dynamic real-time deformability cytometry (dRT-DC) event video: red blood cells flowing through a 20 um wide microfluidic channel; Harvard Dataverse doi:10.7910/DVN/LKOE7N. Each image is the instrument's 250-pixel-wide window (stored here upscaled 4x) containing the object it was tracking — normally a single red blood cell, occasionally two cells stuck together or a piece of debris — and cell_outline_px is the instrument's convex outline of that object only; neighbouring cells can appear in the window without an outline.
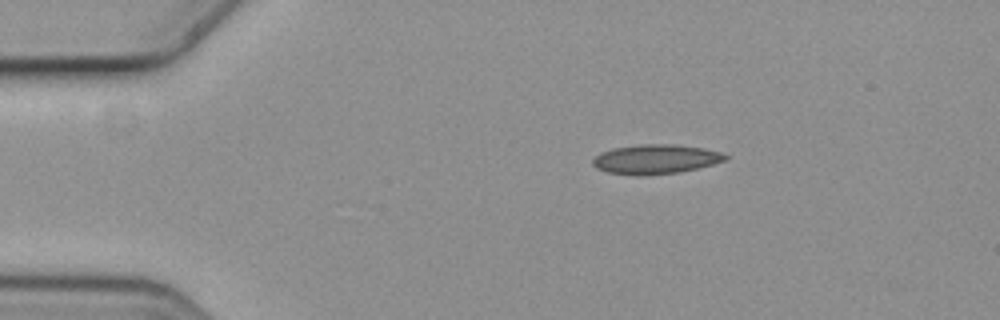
{"species": "common noctule bat (a hibernating species)", "species_latin": "Nyctalus noctula", "temperature_condition": "cold", "stored_images_in_passage": 3, "camera_frame_rate_fps": 3000, "um_per_image_px": 0.085, "animal": {"sex": "female", "body_mass_g": 19.3, "forearm_length_mm": 54.1}, "frame": {"image": 1, "passage_image": 1, "time_ms": 0.0, "image_size_px": [1000, 320], "cell_outline_px": [[728, 160], [680, 172], [640, 176], [608, 172], [596, 168], [592, 164], [592, 160], [600, 152], [612, 148], [640, 144], [676, 144], [704, 148], [720, 152], [728, 156]], "centroid_in_image_um": [55.71, 13.52], "position_along_channel_um": 29.3, "area_um2": 22.83}}
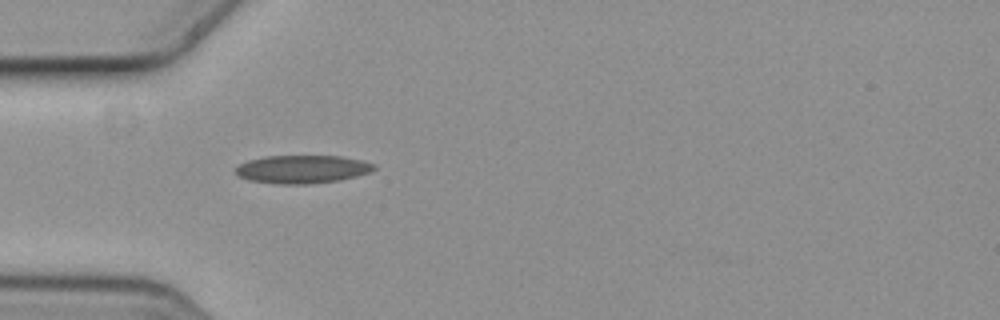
{"frame": {"image": 2, "passage_image": 3, "time_ms": 0.667, "image_size_px": [1000, 320], "cell_outline_px": [[376, 168], [372, 172], [340, 180], [308, 184], [276, 184], [248, 180], [240, 176], [236, 172], [236, 168], [240, 164], [248, 160], [264, 156], [340, 156], [364, 160], [376, 164]], "centroid_in_image_um": [25.74, 14.38], "position_along_channel_um": 59.3, "area_um2": 22.83}}